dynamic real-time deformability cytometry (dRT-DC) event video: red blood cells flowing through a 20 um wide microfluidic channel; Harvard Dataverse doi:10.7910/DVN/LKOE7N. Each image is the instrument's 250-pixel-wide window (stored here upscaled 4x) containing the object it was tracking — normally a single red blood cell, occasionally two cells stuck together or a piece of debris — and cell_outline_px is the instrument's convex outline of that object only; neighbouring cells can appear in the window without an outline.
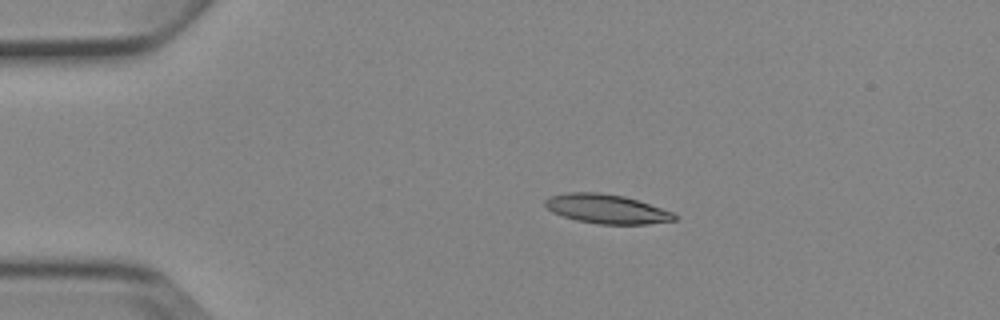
{"species": "Egyptian fruit bat (a non-hibernating species)", "species_latin": "Rousettus aegyptiacus", "temperature_condition": "cold", "stored_images_in_passage": 6, "camera_frame_rate_fps": 3000, "um_per_image_px": 0.085, "animal": {"sex": "female"}, "frame": {"image": 1, "passage_image": 3, "time_ms": 2.333, "image_size_px": [1000, 320], "cell_outline_px": [[680, 216], [676, 220], [648, 224], [600, 224], [576, 220], [552, 212], [544, 204], [544, 200], [548, 196], [568, 192], [600, 192], [624, 196], [672, 212]], "centroid_in_image_um": [51.55, 17.75], "position_along_channel_um": 33.5, "area_um2": 21.96}}
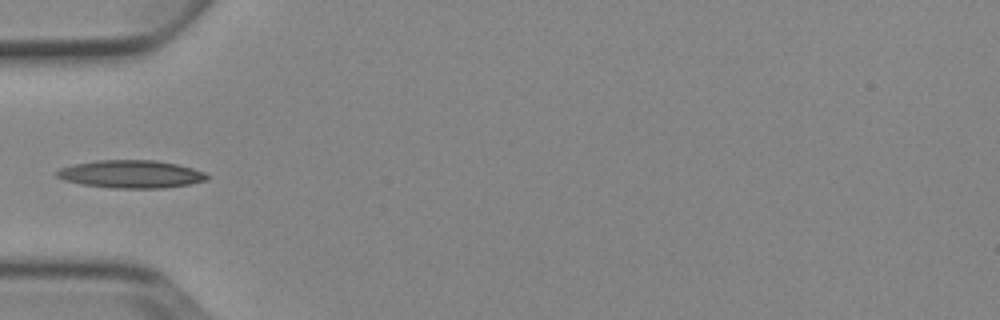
{"frame": {"image": 2, "passage_image": 5, "time_ms": 4.667, "image_size_px": [1000, 320], "cell_outline_px": [[208, 180], [188, 184], [164, 188], [112, 188], [80, 184], [64, 180], [56, 176], [56, 172], [60, 168], [72, 164], [92, 160], [156, 160], [176, 164], [192, 168], [204, 172], [208, 176]], "centroid_in_image_um": [11.1, 14.79], "position_along_channel_um": 73.9, "area_um2": 24.45}}
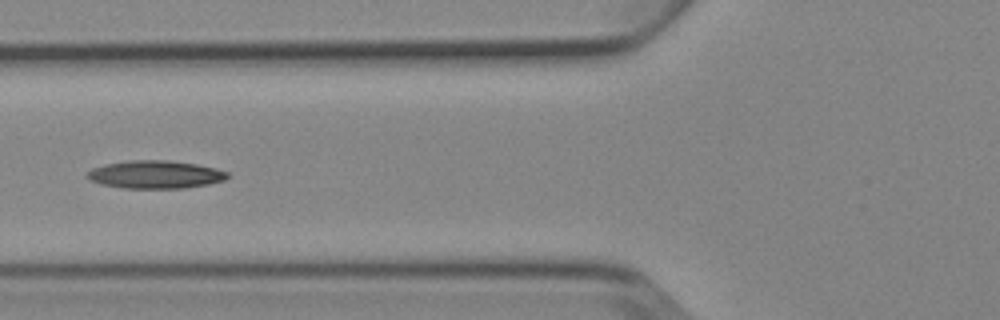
{"frame": {"image": 3, "passage_image": 6, "time_ms": 5.667, "image_size_px": [1000, 320], "cell_outline_px": [[228, 176], [224, 180], [208, 184], [184, 188], [124, 188], [100, 184], [88, 180], [84, 176], [92, 168], [108, 164], [132, 160], [168, 160], [196, 164], [216, 168], [228, 172]], "centroid_in_image_um": [13.18, 14.84], "position_along_channel_um": 112.6, "area_um2": 22.77}}